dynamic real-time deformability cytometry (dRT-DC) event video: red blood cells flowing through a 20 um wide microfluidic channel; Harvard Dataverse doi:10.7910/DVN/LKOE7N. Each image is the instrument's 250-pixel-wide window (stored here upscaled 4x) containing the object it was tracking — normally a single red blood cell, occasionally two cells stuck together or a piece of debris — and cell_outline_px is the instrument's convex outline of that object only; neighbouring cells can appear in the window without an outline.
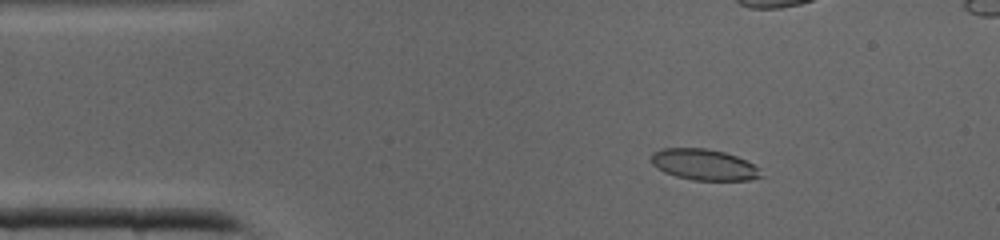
{"species": "common noctule bat (a hibernating species)", "species_latin": "Nyctalus noctula", "temperature_condition": "cold", "stored_images_in_passage": 41, "camera_frame_rate_fps": 3000, "um_per_image_px": 0.085, "animal": {"sex": "male", "body_mass_g": 19.0, "forearm_length_mm": 50.8}, "frame": {"image": 1, "passage_image": 6, "time_ms": 1.667, "image_size_px": [1000, 240], "cell_outline_px": [[756, 176], [744, 180], [696, 180], [680, 176], [668, 172], [660, 168], [652, 160], [652, 156], [656, 152], [668, 148], [700, 148], [720, 152], [736, 156], [752, 164], [756, 168]], "centroid_in_image_um": [59.81, 13.98], "position_along_channel_um": 25.2, "area_um2": 18.38}}
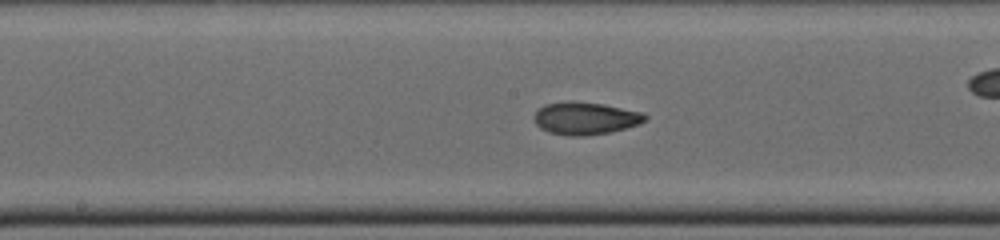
{"frame": {"image": 2, "passage_image": 20, "time_ms": 6.333, "image_size_px": [1000, 240], "cell_outline_px": [[644, 120], [636, 124], [604, 132], [552, 132], [544, 128], [536, 120], [536, 112], [540, 108], [548, 104], [600, 104], [636, 112], [644, 116]], "centroid_in_image_um": [49.75, 10.02], "position_along_channel_um": 198.4, "area_um2": 17.86}}
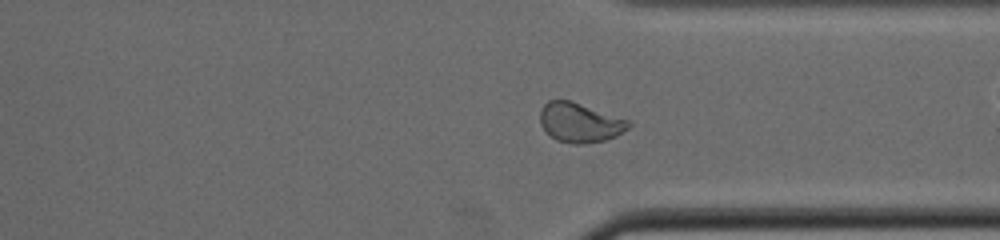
{"frame": {"image": 3, "passage_image": 30, "time_ms": 9.667, "image_size_px": [1000, 240], "cell_outline_px": [[628, 124], [620, 132], [604, 140], [560, 140], [552, 136], [544, 128], [540, 120], [540, 112], [544, 104], [552, 100], [568, 100], [624, 120]], "centroid_in_image_um": [49.17, 10.35], "position_along_channel_um": 362.2, "area_um2": 18.21}}